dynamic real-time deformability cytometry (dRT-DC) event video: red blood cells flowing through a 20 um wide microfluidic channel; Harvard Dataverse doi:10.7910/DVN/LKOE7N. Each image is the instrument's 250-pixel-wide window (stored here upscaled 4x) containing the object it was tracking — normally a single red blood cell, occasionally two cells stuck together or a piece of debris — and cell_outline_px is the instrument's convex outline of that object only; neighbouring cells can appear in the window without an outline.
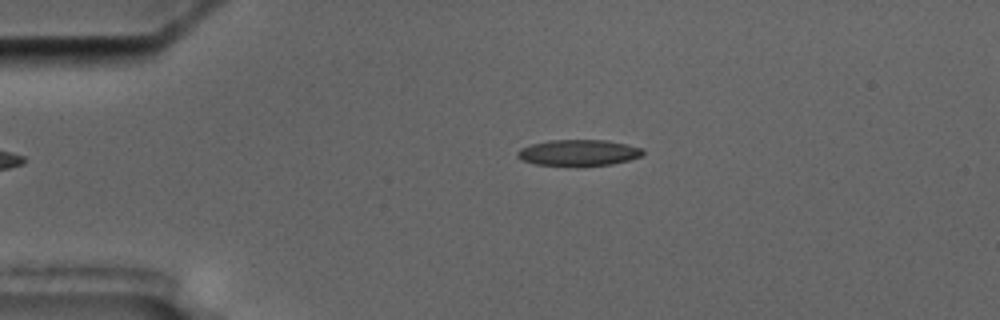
{"species": "common noctule bat (a hibernating species)", "species_latin": "Nyctalus noctula", "temperature_condition": "cold", "stored_images_in_passage": 3, "camera_frame_rate_fps": 3000, "um_per_image_px": 0.085, "animal": {"sex": "male", "body_mass_g": 17.5, "forearm_length_mm": 52.3}, "frame": {"image": 1, "passage_image": 2, "time_ms": 1.0, "image_size_px": [1000, 320], "cell_outline_px": [[644, 152], [640, 156], [628, 160], [612, 164], [536, 164], [524, 160], [516, 156], [516, 152], [520, 148], [532, 144], [548, 140], [608, 140], [628, 144], [640, 148]], "centroid_in_image_um": [49.17, 12.94], "position_along_channel_um": 35.8, "area_um2": 18.5}}